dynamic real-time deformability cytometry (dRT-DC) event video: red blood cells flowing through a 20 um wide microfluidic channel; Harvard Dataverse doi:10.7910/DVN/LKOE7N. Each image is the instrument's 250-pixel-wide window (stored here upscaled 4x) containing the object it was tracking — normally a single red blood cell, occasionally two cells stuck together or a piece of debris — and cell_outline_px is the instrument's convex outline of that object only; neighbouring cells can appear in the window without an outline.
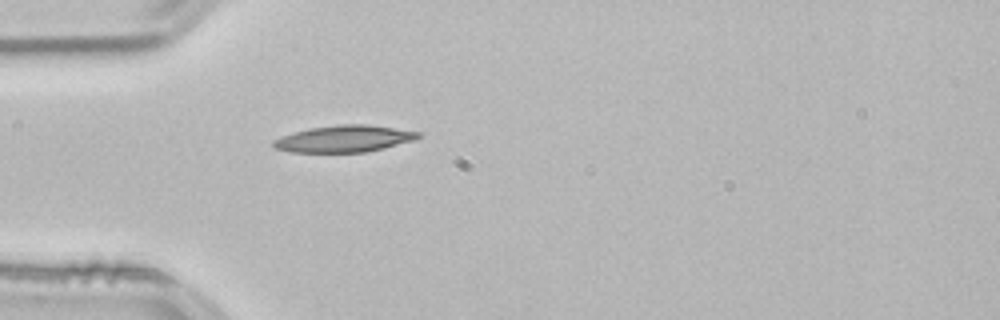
{"species": "common noctule bat (a hibernating species)", "species_latin": "Nyctalus noctula", "temperature_condition": "room temperature", "stored_images_in_passage": 38, "camera_frame_rate_fps": 3000, "um_per_image_px": 0.085, "animal": {"sex": "male", "body_mass_g": 21.5, "forearm_length_mm": 52.0}, "frame": {"image": 1, "passage_image": 1, "time_ms": 0.0, "image_size_px": [1000, 320], "cell_outline_px": [[420, 136], [416, 140], [384, 148], [364, 152], [288, 152], [276, 148], [272, 144], [272, 140], [296, 132], [312, 128], [340, 124], [368, 124], [420, 132]], "centroid_in_image_um": [29.29, 11.8], "position_along_channel_um": 55.7, "area_um2": 22.37}}
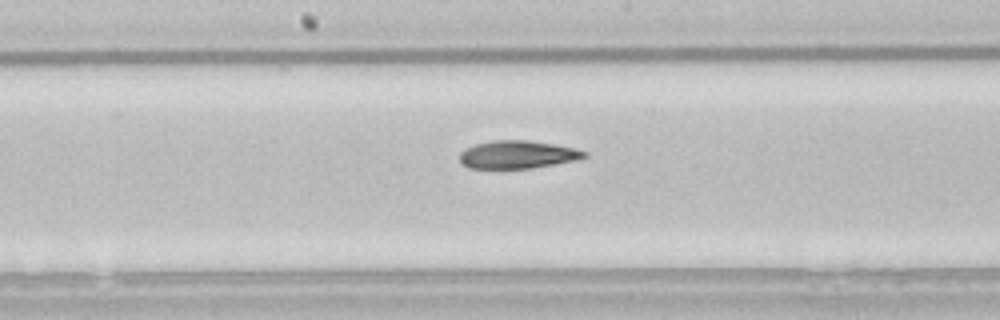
{"frame": {"image": 2, "passage_image": 13, "time_ms": 4.0, "image_size_px": [1000, 320], "cell_outline_px": [[588, 156], [572, 160], [532, 168], [468, 168], [460, 160], [460, 152], [464, 148], [476, 144], [492, 140], [528, 140], [556, 144], [588, 152]], "centroid_in_image_um": [43.96, 13.12], "position_along_channel_um": 204.2, "area_um2": 20.06}}
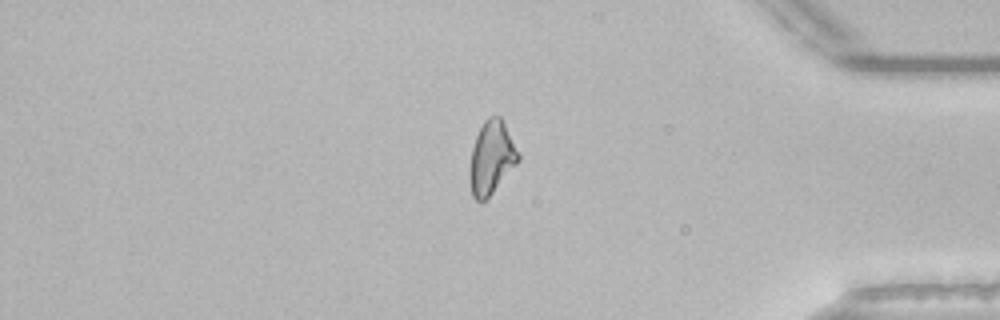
{"frame": {"image": 3, "passage_image": 30, "time_ms": 9.667, "image_size_px": [1000, 320], "cell_outline_px": [[520, 160], [492, 192], [484, 200], [476, 200], [472, 196], [468, 176], [468, 172], [472, 148], [476, 136], [484, 120], [488, 116], [500, 116], [520, 156]], "centroid_in_image_um": [41.74, 13.4], "position_along_channel_um": 393.5, "area_um2": 20.35}, "authors_computed_cell_mechanics": {"area_um2": 20.808, "velocity_mm_per_s": 3.8483, "shape_relaxation_time_tau1_ms": 6.9456, "shape_relaxation_time_tau2_ms": 11.1625, "deformation_change_tau1": 0.1924, "deformation_change_tau2": 0.2431}}